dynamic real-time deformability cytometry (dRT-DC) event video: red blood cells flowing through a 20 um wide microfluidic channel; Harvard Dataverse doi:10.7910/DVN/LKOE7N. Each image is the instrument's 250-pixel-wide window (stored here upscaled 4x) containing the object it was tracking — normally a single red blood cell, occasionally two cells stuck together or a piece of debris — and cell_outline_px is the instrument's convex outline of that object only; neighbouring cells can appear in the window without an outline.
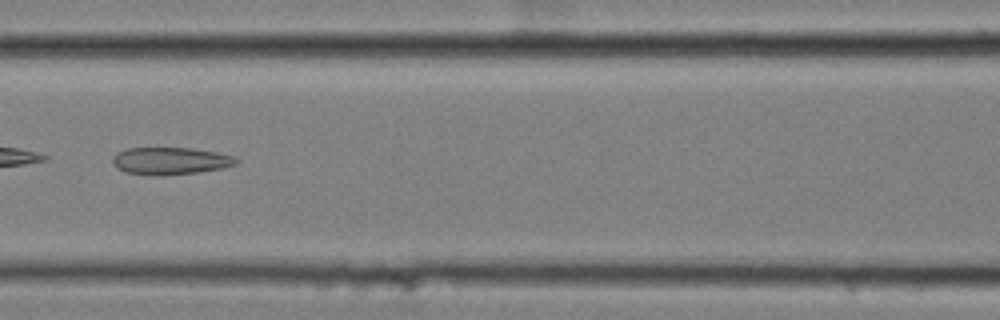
{"species": "common noctule bat (a hibernating species)", "species_latin": "Nyctalus noctula", "temperature_condition": "cold", "stored_images_in_passage": 12, "camera_frame_rate_fps": 3000, "um_per_image_px": 0.085, "animal": {"sex": "female", "body_mass_g": 25.1}, "frame": {"image": 1, "passage_image": 4, "time_ms": 1.0, "image_size_px": [1000, 320], "cell_outline_px": [[240, 160], [236, 164], [224, 168], [196, 172], [124, 172], [116, 168], [112, 164], [112, 156], [116, 152], [128, 148], [192, 148], [216, 152], [232, 156]], "centroid_in_image_um": [14.49, 13.62], "position_along_channel_um": 152.1, "area_um2": 18.73}}
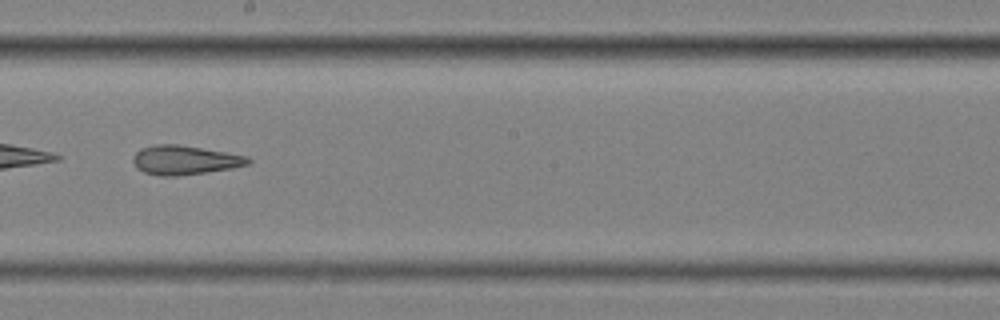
{"frame": {"image": 2, "passage_image": 6, "time_ms": 1.667, "image_size_px": [1000, 320], "cell_outline_px": [[252, 160], [248, 164], [232, 168], [176, 176], [156, 176], [144, 172], [136, 168], [132, 160], [132, 156], [140, 148], [156, 144], [176, 144], [248, 156]], "centroid_in_image_um": [15.65, 13.61], "position_along_channel_um": 232.6, "area_um2": 19.48}}